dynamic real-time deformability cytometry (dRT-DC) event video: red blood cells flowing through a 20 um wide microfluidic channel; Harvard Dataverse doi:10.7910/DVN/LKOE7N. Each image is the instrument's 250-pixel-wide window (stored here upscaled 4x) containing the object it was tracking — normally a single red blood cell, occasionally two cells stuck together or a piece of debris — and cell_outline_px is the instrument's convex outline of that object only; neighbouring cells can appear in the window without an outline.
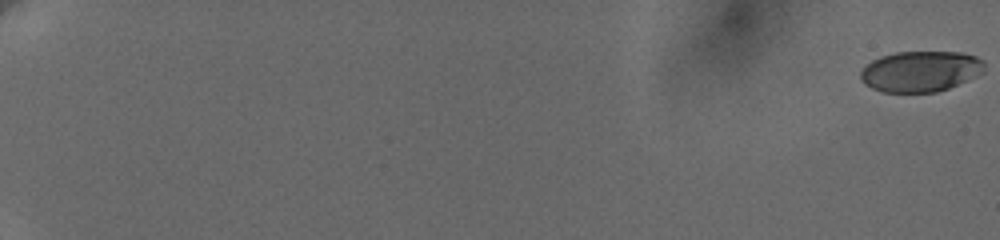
{"species": "human", "species_latin": "Homo sapiens", "temperature_condition": "cold", "stored_images_in_passage": 13, "camera_frame_rate_fps": 3000, "um_per_image_px": 0.085, "donor": {"sex": "female"}, "frame": {"image": 1, "passage_image": 1, "time_ms": 0.0, "image_size_px": [1000, 240], "cell_outline_px": [[984, 72], [968, 80], [948, 88], [936, 92], [884, 92], [872, 88], [864, 84], [860, 80], [860, 72], [872, 60], [880, 56], [896, 52], [964, 52], [976, 56], [984, 60]], "centroid_in_image_um": [78.26, 6.06], "position_along_channel_um": 6.7, "area_um2": 29.54}}
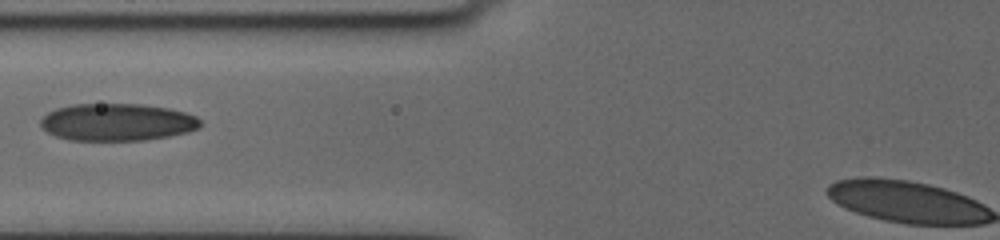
{"frame": {"image": 2, "passage_image": 10, "time_ms": 9.667, "image_size_px": [1000, 240], "cell_outline_px": [[200, 128], [188, 132], [168, 136], [144, 140], [68, 140], [56, 136], [48, 132], [40, 124], [40, 120], [48, 112], [56, 108], [72, 104], [140, 104], [168, 108], [184, 112], [196, 116], [200, 120]], "centroid_in_image_um": [9.96, 10.38], "position_along_channel_um": 115.8, "area_um2": 34.68}}
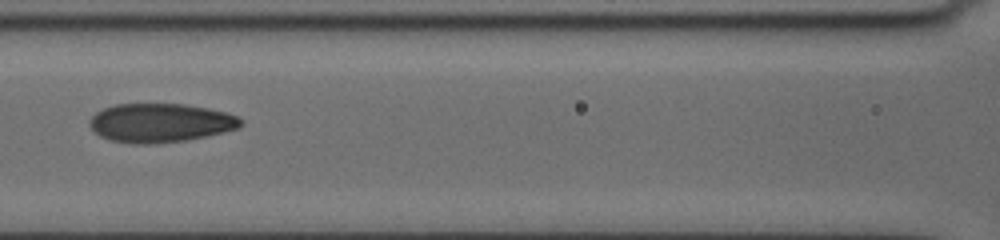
{"frame": {"image": 3, "passage_image": 11, "time_ms": 10.667, "image_size_px": [1000, 240], "cell_outline_px": [[240, 128], [224, 132], [184, 140], [148, 144], [136, 144], [112, 140], [100, 136], [92, 128], [88, 120], [96, 112], [112, 104], [184, 104], [208, 108], [224, 112], [236, 116], [240, 120]], "centroid_in_image_um": [13.6, 10.43], "position_along_channel_um": 153.0, "area_um2": 33.87}}